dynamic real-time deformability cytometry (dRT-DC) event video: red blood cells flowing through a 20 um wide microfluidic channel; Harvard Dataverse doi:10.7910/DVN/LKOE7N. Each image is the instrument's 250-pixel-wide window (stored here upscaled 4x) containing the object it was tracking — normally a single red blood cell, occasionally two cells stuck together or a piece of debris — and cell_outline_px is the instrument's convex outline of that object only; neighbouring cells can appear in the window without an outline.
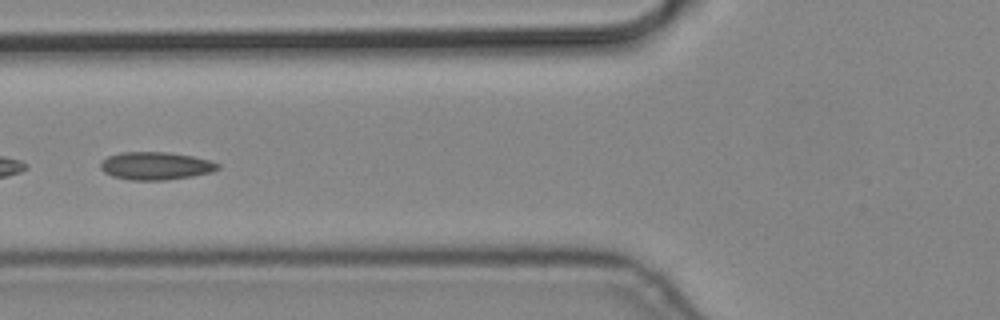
{"species": "common noctule bat (a hibernating species)", "species_latin": "Nyctalus noctula", "temperature_condition": "cold", "stored_images_in_passage": 5, "camera_frame_rate_fps": 3000, "um_per_image_px": 0.085, "animal": {"sex": "male", "body_mass_g": 19.2, "forearm_length_mm": 51.8}, "frame": {"image": 1, "passage_image": 5, "time_ms": 1.333, "image_size_px": [1000, 320], "cell_outline_px": [[220, 168], [212, 172], [192, 176], [164, 180], [128, 180], [112, 176], [104, 172], [100, 168], [100, 160], [108, 156], [120, 152], [168, 152], [192, 156], [208, 160], [220, 164]], "centroid_in_image_um": [13.2, 14.1], "position_along_channel_um": 112.6, "area_um2": 19.13}}